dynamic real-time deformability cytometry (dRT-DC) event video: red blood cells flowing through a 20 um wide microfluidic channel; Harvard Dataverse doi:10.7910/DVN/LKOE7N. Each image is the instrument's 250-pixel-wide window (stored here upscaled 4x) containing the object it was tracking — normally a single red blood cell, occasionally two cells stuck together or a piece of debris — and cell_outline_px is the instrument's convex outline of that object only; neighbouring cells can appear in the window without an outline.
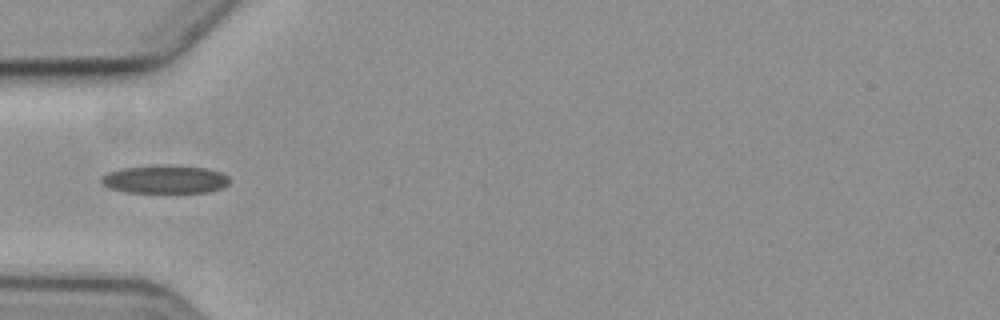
{"species": "common noctule bat (a hibernating species)", "species_latin": "Nyctalus noctula", "temperature_condition": "cold", "stored_images_in_passage": 4, "camera_frame_rate_fps": 3000, "um_per_image_px": 0.085, "animal": {"sex": "female", "body_mass_g": 19.3, "forearm_length_mm": 54.1}, "frame": {"image": 1, "passage_image": 2, "time_ms": 2.0, "image_size_px": [1000, 320], "cell_outline_px": [[228, 184], [220, 188], [208, 192], [124, 192], [108, 188], [100, 180], [108, 172], [120, 168], [208, 168], [220, 172], [228, 176]], "centroid_in_image_um": [14.01, 15.3], "position_along_channel_um": 71.0, "area_um2": 19.83}}
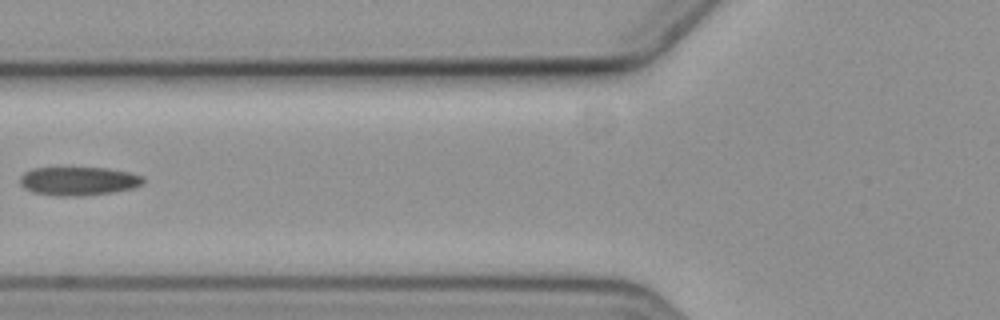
{"frame": {"image": 2, "passage_image": 3, "time_ms": 3.333, "image_size_px": [1000, 320], "cell_outline_px": [[144, 180], [140, 184], [132, 188], [112, 192], [80, 196], [56, 196], [32, 192], [24, 188], [20, 184], [20, 176], [24, 172], [32, 168], [108, 168], [128, 172], [144, 176]], "centroid_in_image_um": [6.63, 15.39], "position_along_channel_um": 119.2, "area_um2": 20.52}}
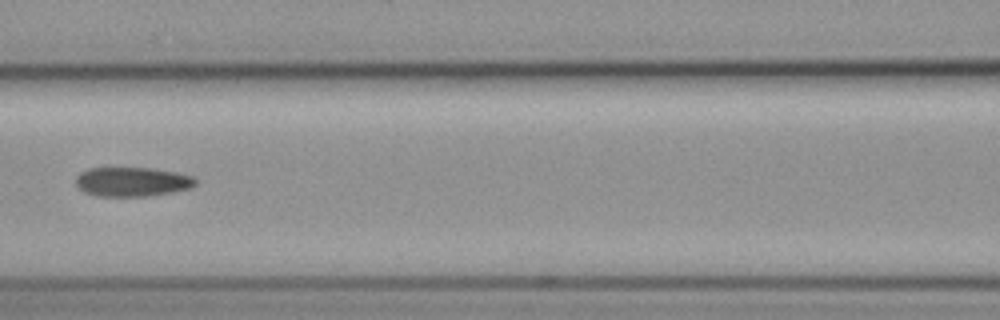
{"frame": {"image": 3, "passage_image": 4, "time_ms": 4.333, "image_size_px": [1000, 320], "cell_outline_px": [[196, 184], [192, 188], [172, 192], [148, 196], [96, 196], [84, 192], [76, 184], [76, 176], [80, 172], [88, 168], [152, 168], [176, 172], [196, 176]], "centroid_in_image_um": [11.26, 15.45], "position_along_channel_um": 155.3, "area_um2": 20.63}}